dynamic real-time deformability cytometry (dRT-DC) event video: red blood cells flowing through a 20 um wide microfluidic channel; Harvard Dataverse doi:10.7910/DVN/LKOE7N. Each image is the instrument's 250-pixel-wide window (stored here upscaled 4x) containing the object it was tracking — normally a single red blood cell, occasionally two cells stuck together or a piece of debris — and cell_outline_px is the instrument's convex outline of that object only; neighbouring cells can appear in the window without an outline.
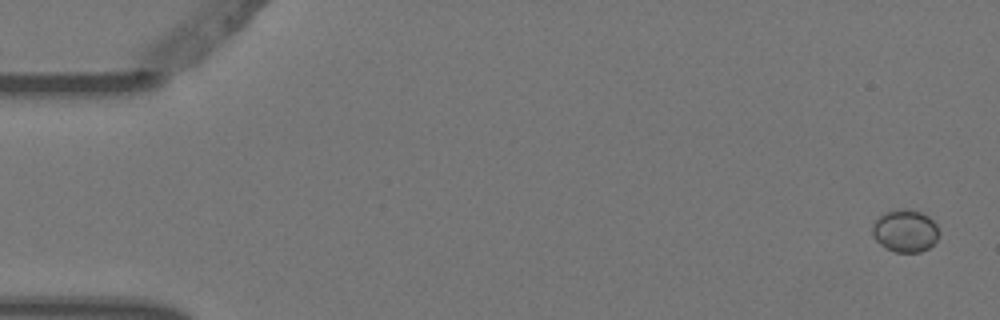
{"species": "Egyptian fruit bat (a non-hibernating species)", "species_latin": "Rousettus aegyptiacus", "temperature_condition": "warm", "stored_images_in_passage": 6, "segment_of_instrument_passage": [2, 2], "camera_frame_rate_fps": 3000, "um_per_image_px": 0.085, "animal": {"sex": "female"}, "frame": {"image": 1, "passage_image": 6, "time_ms": 1.667, "image_size_px": [1000, 320], "cell_outline_px": [[940, 232], [936, 240], [928, 248], [920, 252], [896, 252], [884, 248], [872, 236], [872, 224], [880, 216], [896, 208], [908, 208], [920, 212], [928, 216], [936, 224]], "centroid_in_image_um": [76.93, 19.62], "position_along_channel_um": 8.1, "area_um2": 16.59}}